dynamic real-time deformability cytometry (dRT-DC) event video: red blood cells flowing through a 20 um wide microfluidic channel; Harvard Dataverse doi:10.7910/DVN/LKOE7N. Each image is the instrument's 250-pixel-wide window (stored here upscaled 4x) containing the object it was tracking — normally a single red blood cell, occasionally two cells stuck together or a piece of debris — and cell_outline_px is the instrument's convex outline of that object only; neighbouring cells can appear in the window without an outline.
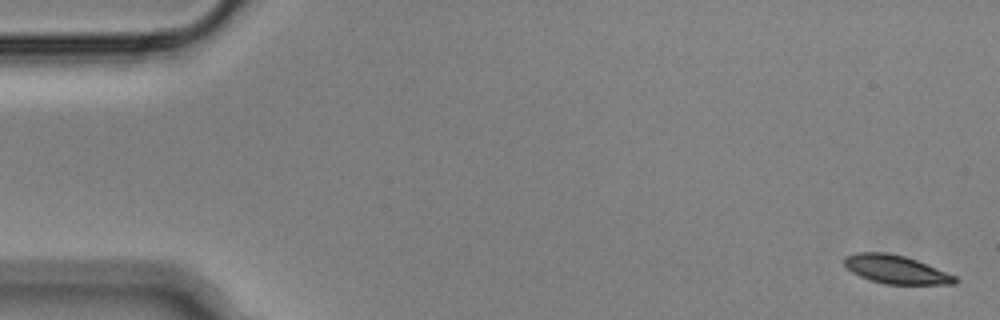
{"species": "Egyptian fruit bat (a non-hibernating species)", "species_latin": "Rousettus aegyptiacus", "temperature_condition": "cold", "stored_images_in_passage": 5, "camera_frame_rate_fps": 3000, "um_per_image_px": 0.085, "animal": {"sex": "male"}, "frame": {"image": 1, "passage_image": 1, "time_ms": 0.0, "image_size_px": [1000, 320], "cell_outline_px": [[960, 280], [956, 284], [884, 284], [868, 280], [852, 272], [844, 264], [844, 256], [856, 252], [888, 252], [904, 256], [916, 260], [956, 276]], "centroid_in_image_um": [76.14, 22.9], "position_along_channel_um": 8.9, "area_um2": 18.38}}
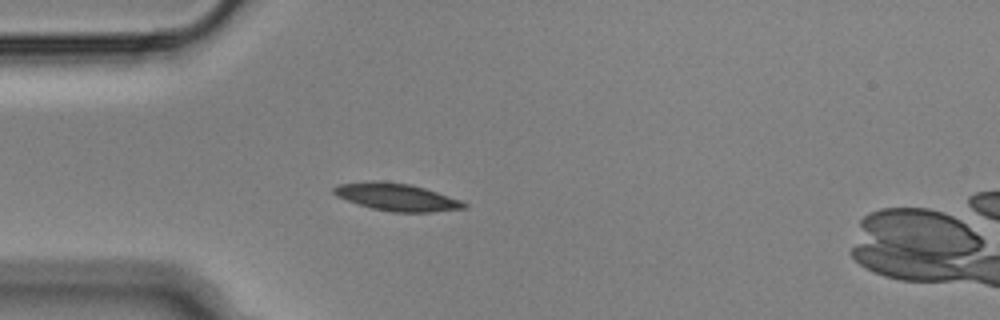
{"frame": {"image": 2, "passage_image": 5, "time_ms": 1.333, "image_size_px": [1000, 320], "cell_outline_px": [[468, 208], [432, 212], [392, 212], [372, 208], [336, 196], [332, 192], [332, 188], [340, 184], [372, 180], [380, 180], [408, 184], [424, 188], [460, 200], [468, 204]], "centroid_in_image_um": [33.71, 16.75], "position_along_channel_um": 51.3, "area_um2": 20.69}}